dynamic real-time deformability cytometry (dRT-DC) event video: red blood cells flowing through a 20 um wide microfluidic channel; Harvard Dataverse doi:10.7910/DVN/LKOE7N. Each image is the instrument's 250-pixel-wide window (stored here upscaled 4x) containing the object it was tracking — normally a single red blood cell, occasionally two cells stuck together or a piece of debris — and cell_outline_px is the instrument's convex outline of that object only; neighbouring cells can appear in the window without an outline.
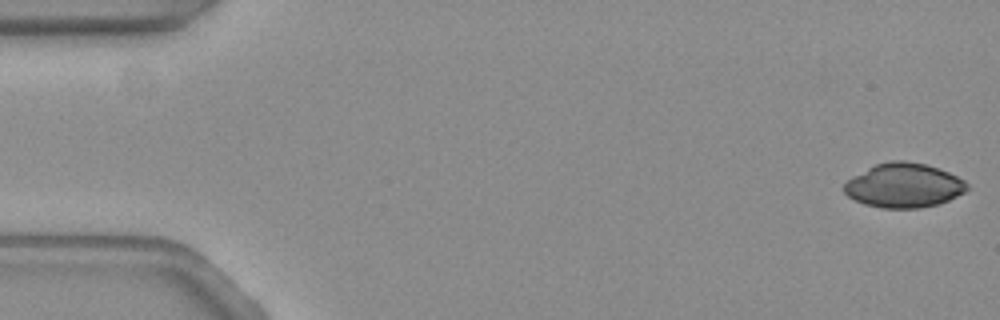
{"species": "common noctule bat (a hibernating species)", "species_latin": "Nyctalus noctula", "temperature_condition": "warm", "stored_images_in_passage": 19, "camera_frame_rate_fps": 3000, "um_per_image_px": 0.085, "animal": {"sex": "female", "body_mass_g": 19.3, "forearm_length_mm": 54.1}, "frame": {"image": 1, "passage_image": 1, "time_ms": 0.0, "image_size_px": [1000, 320], "cell_outline_px": [[968, 188], [964, 192], [948, 200], [936, 204], [920, 208], [880, 208], [864, 204], [848, 196], [844, 192], [844, 184], [848, 180], [868, 168], [876, 164], [892, 160], [904, 160], [924, 164], [948, 172], [964, 180], [968, 184]], "centroid_in_image_um": [76.82, 15.77], "position_along_channel_um": 8.2, "area_um2": 31.39}}